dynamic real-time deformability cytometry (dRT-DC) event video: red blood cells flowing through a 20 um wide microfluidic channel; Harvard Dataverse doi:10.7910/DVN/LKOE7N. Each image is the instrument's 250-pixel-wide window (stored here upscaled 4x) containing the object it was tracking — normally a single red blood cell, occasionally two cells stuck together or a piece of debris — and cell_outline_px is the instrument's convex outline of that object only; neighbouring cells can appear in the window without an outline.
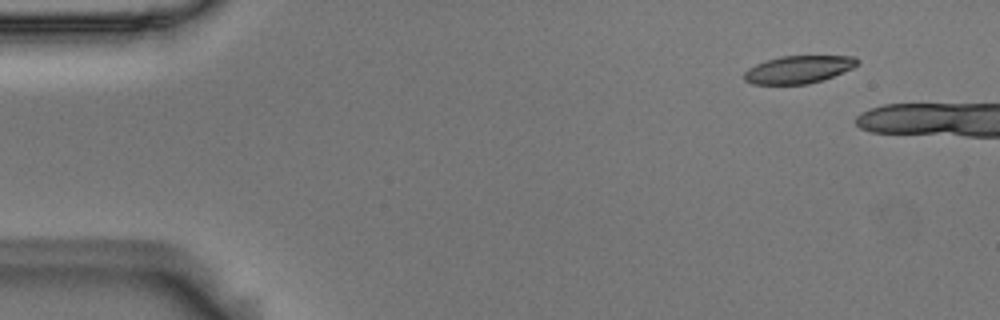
{"species": "Egyptian fruit bat (a non-hibernating species)", "species_latin": "Rousettus aegyptiacus", "temperature_condition": "room temperature", "stored_images_in_passage": 5, "segment_of_instrument_passage": [2, 2], "camera_frame_rate_fps": 3000, "um_per_image_px": 0.085, "animal": {"sex": "male"}, "frame": {"image": 1, "passage_image": 5, "time_ms": 1.333, "image_size_px": [1000, 320], "cell_outline_px": [[860, 64], [852, 68], [824, 80], [808, 84], [752, 84], [744, 80], [744, 72], [748, 68], [756, 64], [780, 56], [856, 56], [860, 60]], "centroid_in_image_um": [67.9, 5.9], "position_along_channel_um": 17.1, "area_um2": 18.32}}